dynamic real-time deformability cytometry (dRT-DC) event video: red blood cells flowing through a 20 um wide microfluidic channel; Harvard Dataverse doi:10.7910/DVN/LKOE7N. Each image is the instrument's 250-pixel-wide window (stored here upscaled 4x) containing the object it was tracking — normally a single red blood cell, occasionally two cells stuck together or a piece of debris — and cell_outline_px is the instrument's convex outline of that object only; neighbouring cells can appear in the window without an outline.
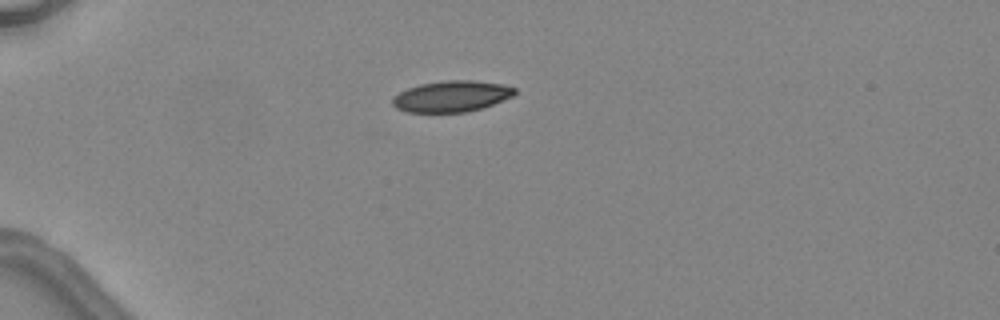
{"species": "common noctule bat (a hibernating species)", "species_latin": "Nyctalus noctula", "temperature_condition": "warm", "stored_images_in_passage": 3, "camera_frame_rate_fps": 3000, "um_per_image_px": 0.085, "animal": {"sex": "female", "body_mass_g": 24.6, "forearm_length_mm": 56.2}, "frame": {"image": 1, "passage_image": 1, "time_ms": 0.0, "image_size_px": [1000, 320], "cell_outline_px": [[516, 92], [512, 96], [492, 104], [468, 112], [408, 112], [396, 108], [392, 104], [392, 96], [408, 88], [420, 84], [444, 80], [472, 80], [504, 84], [516, 88]], "centroid_in_image_um": [38.36, 8.18], "position_along_channel_um": 46.6, "area_um2": 22.14}}